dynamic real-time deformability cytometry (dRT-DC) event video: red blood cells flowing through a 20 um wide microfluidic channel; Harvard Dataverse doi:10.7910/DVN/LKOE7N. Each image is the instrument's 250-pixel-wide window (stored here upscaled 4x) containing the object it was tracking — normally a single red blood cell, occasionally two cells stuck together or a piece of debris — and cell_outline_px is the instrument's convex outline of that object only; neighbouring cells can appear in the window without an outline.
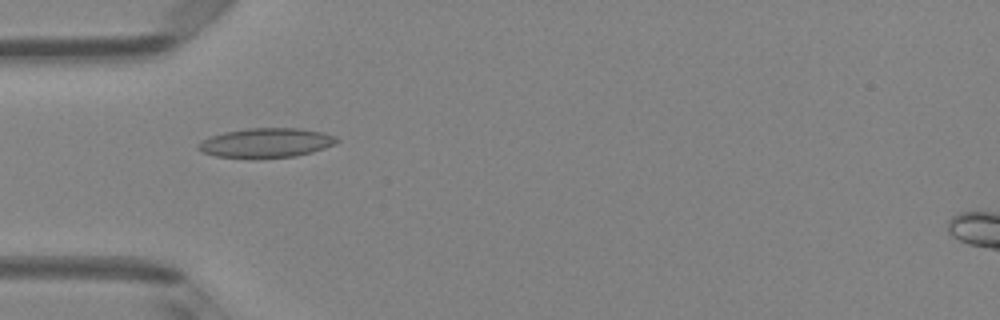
{"species": "Egyptian fruit bat (a non-hibernating species)", "species_latin": "Rousettus aegyptiacus", "temperature_condition": "room temperature", "stored_images_in_passage": 42, "camera_frame_rate_fps": 3000, "um_per_image_px": 0.085, "animal": {"sex": "female"}, "frame": {"image": 1, "passage_image": 8, "time_ms": 2.333, "image_size_px": [1000, 320], "cell_outline_px": [[340, 140], [336, 144], [312, 152], [296, 156], [252, 160], [216, 156], [204, 152], [196, 148], [196, 144], [212, 136], [224, 132], [248, 128], [300, 128], [324, 132], [336, 136]], "centroid_in_image_um": [22.64, 12.16], "position_along_channel_um": 62.4, "area_um2": 24.33}}
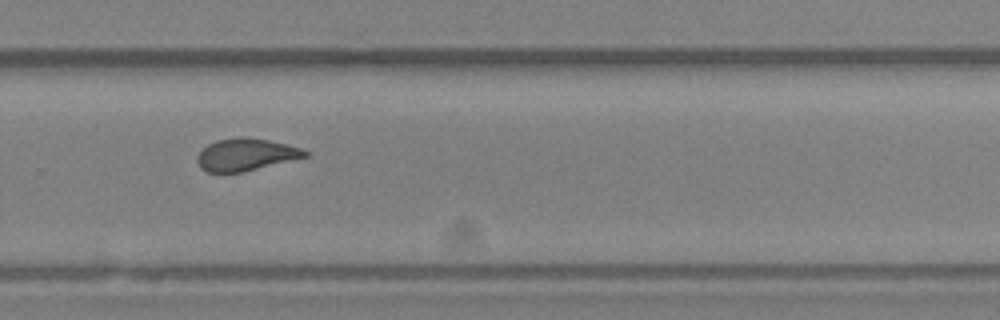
{"frame": {"image": 2, "passage_image": 26, "time_ms": 8.333, "image_size_px": [1000, 320], "cell_outline_px": [[308, 156], [244, 172], [208, 172], [200, 168], [196, 160], [196, 156], [208, 144], [216, 140], [240, 136], [268, 140], [300, 148], [308, 152]], "centroid_in_image_um": [20.86, 13.14], "position_along_channel_um": 308.9, "area_um2": 20.11}}
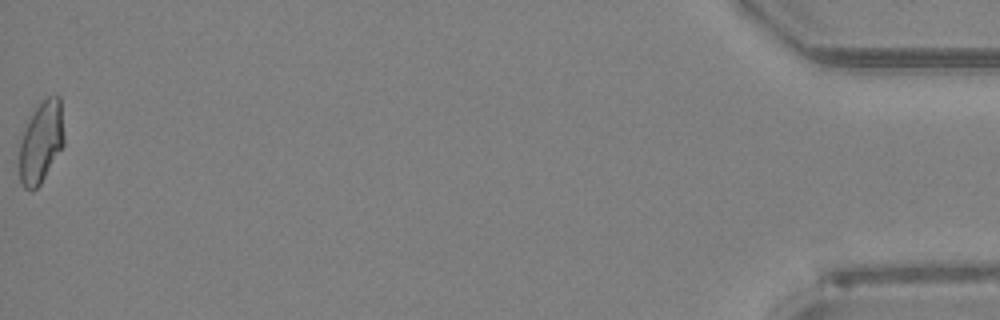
{"frame": {"image": 3, "passage_image": 42, "time_ms": 13.667, "image_size_px": [1000, 320], "cell_outline_px": [[64, 144], [40, 184], [32, 192], [24, 188], [20, 180], [20, 144], [28, 120], [36, 108], [48, 96], [60, 96], [64, 136]], "centroid_in_image_um": [3.5, 12.1], "position_along_channel_um": 431.7, "area_um2": 20.87}, "authors_computed_cell_mechanics": {"area_um2": 20.9525, "velocity_mm_per_s": 4.1598, "shape_relaxation_time_tau1_ms": 10.6082, "shape_relaxation_time_tau2_ms": 1.8217, "deformation_change_tau1": 0.2613, "deformation_change_tau2": 0.0807}}